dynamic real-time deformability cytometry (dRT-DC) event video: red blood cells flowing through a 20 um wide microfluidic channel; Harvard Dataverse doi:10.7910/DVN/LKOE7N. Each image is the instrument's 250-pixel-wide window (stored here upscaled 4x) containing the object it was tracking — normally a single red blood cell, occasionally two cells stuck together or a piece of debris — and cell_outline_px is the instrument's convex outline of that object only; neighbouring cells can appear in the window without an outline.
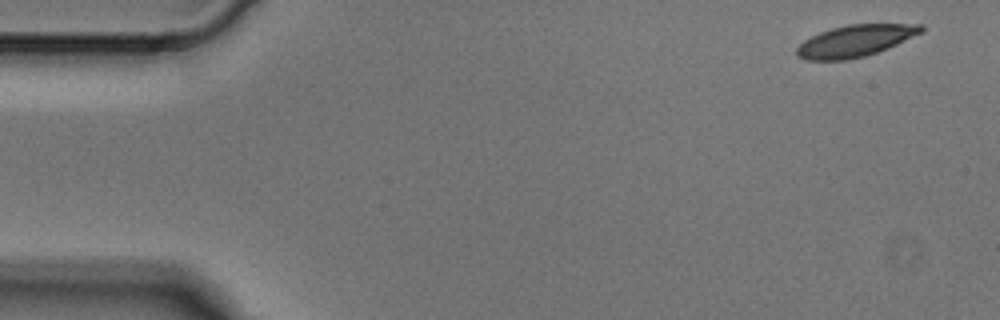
{"species": "Egyptian fruit bat (a non-hibernating species)", "species_latin": "Rousettus aegyptiacus", "temperature_condition": "cold", "stored_images_in_passage": 4, "camera_frame_rate_fps": 3000, "um_per_image_px": 0.085, "animal": {"sex": "male"}, "frame": {"image": 1, "passage_image": 1, "time_ms": 0.0, "image_size_px": [1000, 320], "cell_outline_px": [[924, 32], [888, 48], [864, 56], [848, 60], [808, 60], [796, 56], [796, 48], [804, 40], [820, 32], [832, 28], [848, 24], [924, 24]], "centroid_in_image_um": [72.71, 3.47], "position_along_channel_um": 12.3, "area_um2": 23.0}}
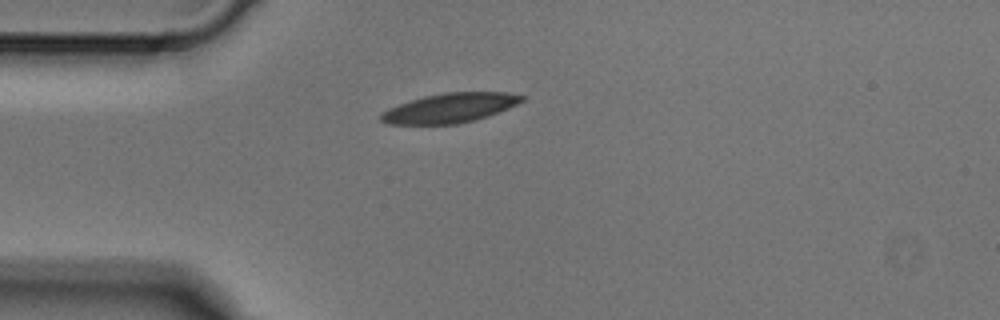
{"frame": {"image": 2, "passage_image": 4, "time_ms": 1.0, "image_size_px": [1000, 320], "cell_outline_px": [[524, 100], [508, 108], [472, 120], [456, 124], [388, 124], [380, 120], [380, 116], [388, 108], [424, 96], [444, 92], [504, 92], [524, 96]], "centroid_in_image_um": [38.21, 9.17], "position_along_channel_um": 46.8, "area_um2": 23.7}}